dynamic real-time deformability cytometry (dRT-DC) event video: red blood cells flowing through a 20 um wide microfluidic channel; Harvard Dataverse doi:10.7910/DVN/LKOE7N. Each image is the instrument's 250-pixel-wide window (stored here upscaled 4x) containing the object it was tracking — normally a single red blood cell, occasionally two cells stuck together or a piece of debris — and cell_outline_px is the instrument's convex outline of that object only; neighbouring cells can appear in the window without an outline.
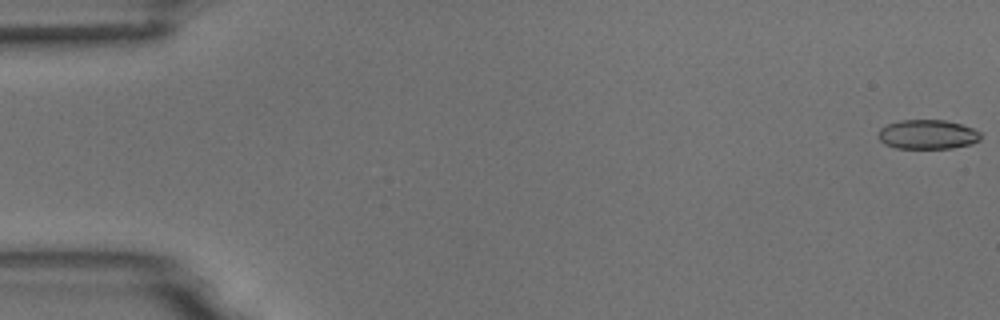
{"species": "common noctule bat (a hibernating species)", "species_latin": "Nyctalus noctula", "temperature_condition": "room temperature", "stored_images_in_passage": 5, "camera_frame_rate_fps": 3000, "um_per_image_px": 0.085, "animal": {"sex": "male", "body_mass_g": 18.8}, "frame": {"image": 1, "passage_image": 1, "time_ms": 0.0, "image_size_px": [1000, 320], "cell_outline_px": [[980, 140], [972, 144], [952, 148], [896, 148], [884, 144], [876, 136], [880, 128], [888, 124], [900, 120], [944, 120], [960, 124], [972, 128], [980, 132]], "centroid_in_image_um": [78.82, 11.43], "position_along_channel_um": 6.2, "area_um2": 17.57}}
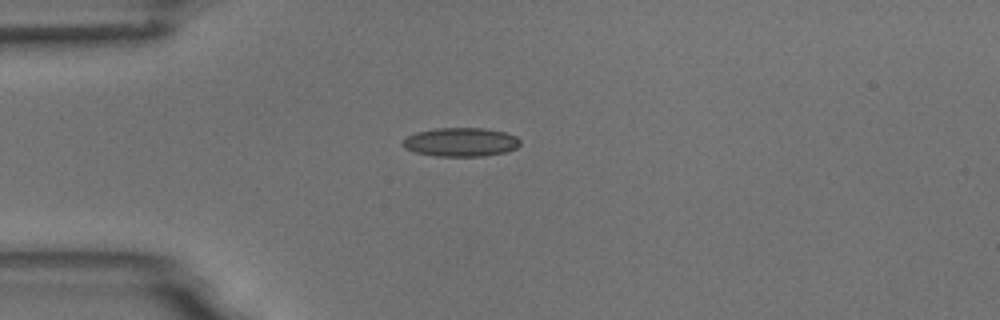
{"frame": {"image": 2, "passage_image": 5, "time_ms": 1.333, "image_size_px": [1000, 320], "cell_outline_px": [[520, 144], [516, 148], [504, 152], [484, 156], [436, 156], [416, 152], [404, 148], [400, 144], [404, 136], [416, 132], [436, 128], [484, 128], [504, 132], [516, 136], [520, 140]], "centroid_in_image_um": [39.11, 12.07], "position_along_channel_um": 45.9, "area_um2": 19.83}}